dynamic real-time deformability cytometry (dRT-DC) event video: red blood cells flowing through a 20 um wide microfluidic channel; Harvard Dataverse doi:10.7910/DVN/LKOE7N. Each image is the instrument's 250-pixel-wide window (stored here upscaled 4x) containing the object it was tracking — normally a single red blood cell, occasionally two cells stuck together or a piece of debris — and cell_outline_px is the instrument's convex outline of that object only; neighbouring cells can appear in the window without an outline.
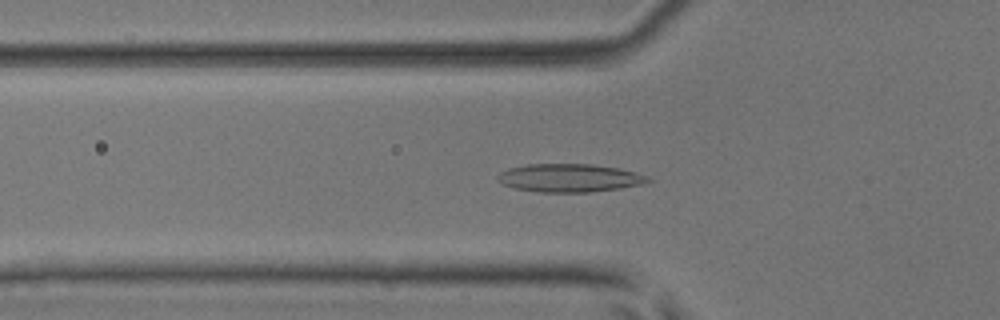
{"species": "common noctule bat (a hibernating species)", "species_latin": "Nyctalus noctula", "temperature_condition": "room temperature", "stored_images_in_passage": 51, "camera_frame_rate_fps": 3000, "um_per_image_px": 0.085, "animal": {"sex": "male", "body_mass_g": 17.9, "forearm_length_mm": 54.2}, "frame": {"image": 1, "passage_image": 18, "time_ms": 5.667, "image_size_px": [1000, 320], "cell_outline_px": [[652, 180], [640, 184], [620, 188], [592, 192], [540, 192], [512, 188], [496, 180], [496, 176], [500, 172], [508, 168], [528, 164], [592, 164], [620, 168], [648, 176]], "centroid_in_image_um": [48.37, 15.12], "position_along_channel_um": 77.4, "area_um2": 24.74}}
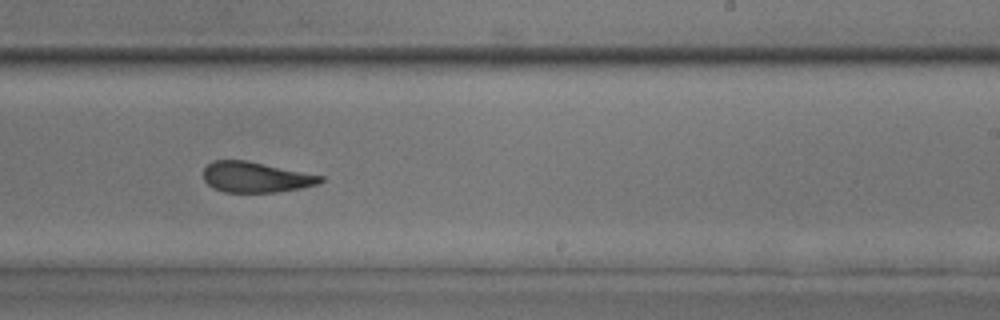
{"frame": {"image": 2, "passage_image": 32, "time_ms": 10.333, "image_size_px": [1000, 320], "cell_outline_px": [[324, 180], [316, 184], [300, 188], [276, 192], [224, 192], [212, 188], [204, 180], [204, 168], [212, 160], [248, 160], [324, 176]], "centroid_in_image_um": [21.72, 15.05], "position_along_channel_um": 267.3, "area_um2": 20.87}}
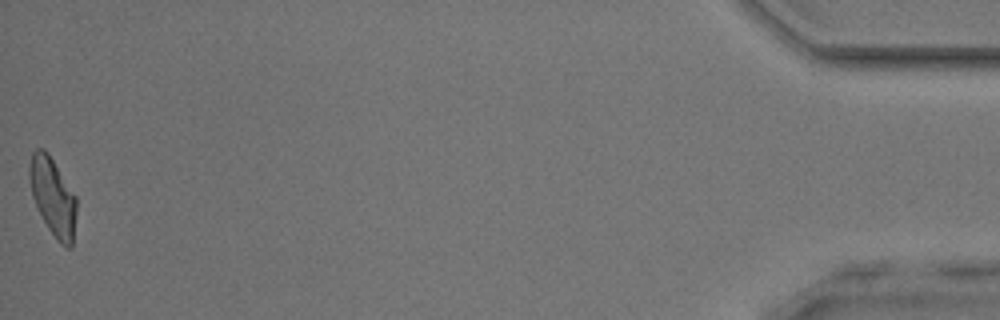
{"frame": {"image": 3, "passage_image": 51, "time_ms": 16.667, "image_size_px": [1000, 320], "cell_outline_px": [[76, 212], [72, 248], [68, 248], [60, 244], [56, 240], [48, 228], [32, 196], [28, 176], [28, 168], [32, 152], [36, 148], [44, 148], [48, 152], [76, 196]], "centroid_in_image_um": [4.49, 16.71], "position_along_channel_um": 430.7, "area_um2": 21.39}, "authors_computed_cell_mechanics": {"area_um2": 21.964, "velocity_mm_per_s": 4.073, "shape_relaxation_time_tau1_ms": null, "shape_relaxation_time_tau2_ms": 1.7859, "deformation_change_tau1": null, "deformation_change_tau2": 0.1045}}